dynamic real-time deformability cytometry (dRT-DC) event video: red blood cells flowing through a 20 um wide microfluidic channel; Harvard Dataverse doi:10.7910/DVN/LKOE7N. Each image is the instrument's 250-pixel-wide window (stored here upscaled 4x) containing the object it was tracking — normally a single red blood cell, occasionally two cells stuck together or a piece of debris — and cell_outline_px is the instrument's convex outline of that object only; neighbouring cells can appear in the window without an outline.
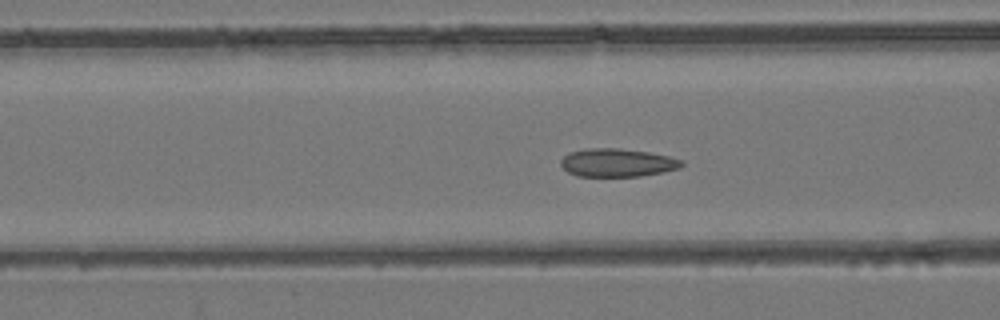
{"species": "common noctule bat (a hibernating species)", "species_latin": "Nyctalus noctula", "temperature_condition": "room temperature", "stored_images_in_passage": 55, "camera_frame_rate_fps": 3000, "um_per_image_px": 0.085, "animal": {"sex": "female", "body_mass_g": 24.6, "forearm_length_mm": 56.2}, "frame": {"image": 1, "passage_image": 22, "time_ms": 7.0, "image_size_px": [1000, 320], "cell_outline_px": [[684, 164], [680, 168], [664, 172], [640, 176], [576, 176], [568, 172], [560, 164], [560, 160], [568, 152], [584, 148], [620, 148], [648, 152], [668, 156], [684, 160]], "centroid_in_image_um": [52.47, 13.82], "position_along_channel_um": 114.1, "area_um2": 20.06}}
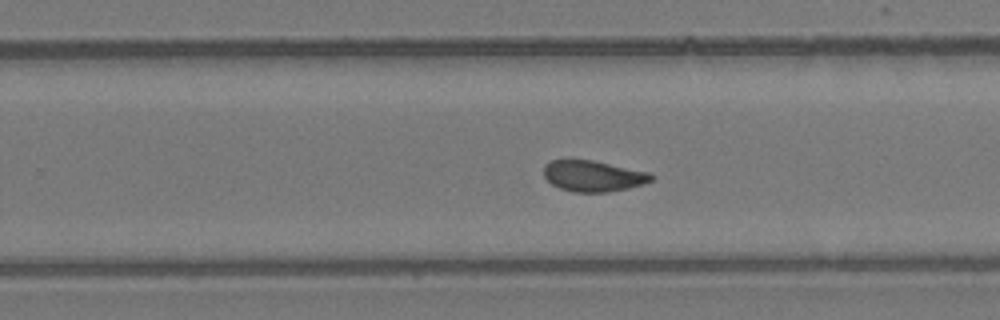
{"frame": {"image": 2, "passage_image": 35, "time_ms": 11.333, "image_size_px": [1000, 320], "cell_outline_px": [[656, 176], [652, 180], [628, 188], [608, 192], [572, 192], [560, 188], [552, 184], [544, 176], [544, 164], [552, 160], [592, 160], [648, 172]], "centroid_in_image_um": [50.4, 14.96], "position_along_channel_um": 279.4, "area_um2": 19.25}}
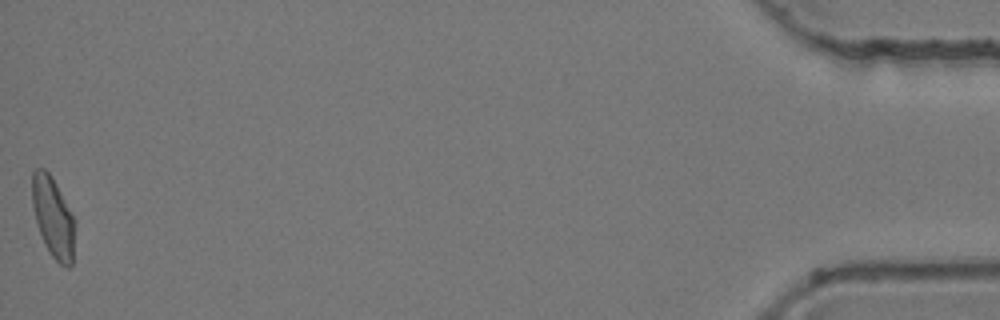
{"frame": {"image": 3, "passage_image": 55, "time_ms": 18.0, "image_size_px": [1000, 320], "cell_outline_px": [[76, 220], [72, 264], [68, 268], [64, 268], [48, 252], [40, 232], [36, 220], [32, 204], [32, 172], [36, 168], [44, 168], [52, 176]], "centroid_in_image_um": [4.54, 18.48], "position_along_channel_um": 430.7, "area_um2": 20.23}, "authors_computed_cell_mechanics": {"area_um2": 20.0566, "velocity_mm_per_s": 3.8209, "shape_relaxation_time_tau1_ms": null, "shape_relaxation_time_tau2_ms": 1.5565, "deformation_change_tau1": null, "deformation_change_tau2": 0.0568}}